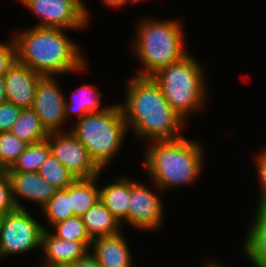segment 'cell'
Masks as SVG:
<instances>
[{"label": "cell", "mask_w": 266, "mask_h": 267, "mask_svg": "<svg viewBox=\"0 0 266 267\" xmlns=\"http://www.w3.org/2000/svg\"><path fill=\"white\" fill-rule=\"evenodd\" d=\"M128 85L126 102L120 105L127 127L153 142L183 137L178 133L185 121L169 105L152 77L135 76Z\"/></svg>", "instance_id": "obj_1"}, {"label": "cell", "mask_w": 266, "mask_h": 267, "mask_svg": "<svg viewBox=\"0 0 266 267\" xmlns=\"http://www.w3.org/2000/svg\"><path fill=\"white\" fill-rule=\"evenodd\" d=\"M64 29L35 26L14 37L17 61L43 77L79 71L86 62Z\"/></svg>", "instance_id": "obj_2"}, {"label": "cell", "mask_w": 266, "mask_h": 267, "mask_svg": "<svg viewBox=\"0 0 266 267\" xmlns=\"http://www.w3.org/2000/svg\"><path fill=\"white\" fill-rule=\"evenodd\" d=\"M146 151L145 169L160 190L193 183L202 170L203 150L196 141L184 137L155 141Z\"/></svg>", "instance_id": "obj_3"}, {"label": "cell", "mask_w": 266, "mask_h": 267, "mask_svg": "<svg viewBox=\"0 0 266 267\" xmlns=\"http://www.w3.org/2000/svg\"><path fill=\"white\" fill-rule=\"evenodd\" d=\"M133 47L144 64L135 76L151 77L163 67L181 60L187 51L181 25L175 20H147L139 24Z\"/></svg>", "instance_id": "obj_4"}, {"label": "cell", "mask_w": 266, "mask_h": 267, "mask_svg": "<svg viewBox=\"0 0 266 267\" xmlns=\"http://www.w3.org/2000/svg\"><path fill=\"white\" fill-rule=\"evenodd\" d=\"M189 55L151 76L169 105L185 121L189 112L204 105L206 98L204 72L198 61Z\"/></svg>", "instance_id": "obj_5"}, {"label": "cell", "mask_w": 266, "mask_h": 267, "mask_svg": "<svg viewBox=\"0 0 266 267\" xmlns=\"http://www.w3.org/2000/svg\"><path fill=\"white\" fill-rule=\"evenodd\" d=\"M76 123L71 133L103 170L118 152L128 130L120 104L86 114Z\"/></svg>", "instance_id": "obj_6"}, {"label": "cell", "mask_w": 266, "mask_h": 267, "mask_svg": "<svg viewBox=\"0 0 266 267\" xmlns=\"http://www.w3.org/2000/svg\"><path fill=\"white\" fill-rule=\"evenodd\" d=\"M42 227L25 208L0 216V256L23 253L41 247Z\"/></svg>", "instance_id": "obj_7"}, {"label": "cell", "mask_w": 266, "mask_h": 267, "mask_svg": "<svg viewBox=\"0 0 266 267\" xmlns=\"http://www.w3.org/2000/svg\"><path fill=\"white\" fill-rule=\"evenodd\" d=\"M60 133V134H59ZM51 153L76 179L98 177L101 168L91 158L87 148L70 132L49 133L46 139Z\"/></svg>", "instance_id": "obj_8"}, {"label": "cell", "mask_w": 266, "mask_h": 267, "mask_svg": "<svg viewBox=\"0 0 266 267\" xmlns=\"http://www.w3.org/2000/svg\"><path fill=\"white\" fill-rule=\"evenodd\" d=\"M23 4L41 17L39 27L80 29L89 19L81 0H26Z\"/></svg>", "instance_id": "obj_9"}, {"label": "cell", "mask_w": 266, "mask_h": 267, "mask_svg": "<svg viewBox=\"0 0 266 267\" xmlns=\"http://www.w3.org/2000/svg\"><path fill=\"white\" fill-rule=\"evenodd\" d=\"M32 109L48 133L59 132L66 120L65 97L52 76L40 79Z\"/></svg>", "instance_id": "obj_10"}, {"label": "cell", "mask_w": 266, "mask_h": 267, "mask_svg": "<svg viewBox=\"0 0 266 267\" xmlns=\"http://www.w3.org/2000/svg\"><path fill=\"white\" fill-rule=\"evenodd\" d=\"M159 197L150 189L130 180V203L128 223L136 228L156 229L161 227L163 206Z\"/></svg>", "instance_id": "obj_11"}, {"label": "cell", "mask_w": 266, "mask_h": 267, "mask_svg": "<svg viewBox=\"0 0 266 267\" xmlns=\"http://www.w3.org/2000/svg\"><path fill=\"white\" fill-rule=\"evenodd\" d=\"M42 77L16 60L4 76L7 101L21 108H32Z\"/></svg>", "instance_id": "obj_12"}, {"label": "cell", "mask_w": 266, "mask_h": 267, "mask_svg": "<svg viewBox=\"0 0 266 267\" xmlns=\"http://www.w3.org/2000/svg\"><path fill=\"white\" fill-rule=\"evenodd\" d=\"M7 173L11 182L13 200L17 208H24L17 196L39 202L43 207L58 190L38 172L7 171Z\"/></svg>", "instance_id": "obj_13"}, {"label": "cell", "mask_w": 266, "mask_h": 267, "mask_svg": "<svg viewBox=\"0 0 266 267\" xmlns=\"http://www.w3.org/2000/svg\"><path fill=\"white\" fill-rule=\"evenodd\" d=\"M41 246L46 255L45 265L49 266L67 267L90 252V248L84 242L60 239L46 228Z\"/></svg>", "instance_id": "obj_14"}, {"label": "cell", "mask_w": 266, "mask_h": 267, "mask_svg": "<svg viewBox=\"0 0 266 267\" xmlns=\"http://www.w3.org/2000/svg\"><path fill=\"white\" fill-rule=\"evenodd\" d=\"M93 255L103 267H132V257L122 232L92 240Z\"/></svg>", "instance_id": "obj_15"}, {"label": "cell", "mask_w": 266, "mask_h": 267, "mask_svg": "<svg viewBox=\"0 0 266 267\" xmlns=\"http://www.w3.org/2000/svg\"><path fill=\"white\" fill-rule=\"evenodd\" d=\"M82 219L91 240L121 233V223L101 200L92 205L83 214Z\"/></svg>", "instance_id": "obj_16"}, {"label": "cell", "mask_w": 266, "mask_h": 267, "mask_svg": "<svg viewBox=\"0 0 266 267\" xmlns=\"http://www.w3.org/2000/svg\"><path fill=\"white\" fill-rule=\"evenodd\" d=\"M100 200L104 206L119 220L128 222L130 203V180L120 178L118 182L108 184L100 189Z\"/></svg>", "instance_id": "obj_17"}, {"label": "cell", "mask_w": 266, "mask_h": 267, "mask_svg": "<svg viewBox=\"0 0 266 267\" xmlns=\"http://www.w3.org/2000/svg\"><path fill=\"white\" fill-rule=\"evenodd\" d=\"M256 211L243 247L256 267H266V210Z\"/></svg>", "instance_id": "obj_18"}, {"label": "cell", "mask_w": 266, "mask_h": 267, "mask_svg": "<svg viewBox=\"0 0 266 267\" xmlns=\"http://www.w3.org/2000/svg\"><path fill=\"white\" fill-rule=\"evenodd\" d=\"M20 140L34 144L46 140L49 133L32 108H22L18 119L10 130Z\"/></svg>", "instance_id": "obj_19"}, {"label": "cell", "mask_w": 266, "mask_h": 267, "mask_svg": "<svg viewBox=\"0 0 266 267\" xmlns=\"http://www.w3.org/2000/svg\"><path fill=\"white\" fill-rule=\"evenodd\" d=\"M95 179H76L70 185V203L73 214L82 217L83 214L100 200V189L95 185Z\"/></svg>", "instance_id": "obj_20"}, {"label": "cell", "mask_w": 266, "mask_h": 267, "mask_svg": "<svg viewBox=\"0 0 266 267\" xmlns=\"http://www.w3.org/2000/svg\"><path fill=\"white\" fill-rule=\"evenodd\" d=\"M96 91L93 85H83L78 90H75L70 103L65 99V118L67 119L72 112L76 113L81 119L86 114L105 110L106 108L99 109L101 94Z\"/></svg>", "instance_id": "obj_21"}, {"label": "cell", "mask_w": 266, "mask_h": 267, "mask_svg": "<svg viewBox=\"0 0 266 267\" xmlns=\"http://www.w3.org/2000/svg\"><path fill=\"white\" fill-rule=\"evenodd\" d=\"M50 153L51 150L47 140L28 144L17 161L7 171L38 172Z\"/></svg>", "instance_id": "obj_22"}, {"label": "cell", "mask_w": 266, "mask_h": 267, "mask_svg": "<svg viewBox=\"0 0 266 267\" xmlns=\"http://www.w3.org/2000/svg\"><path fill=\"white\" fill-rule=\"evenodd\" d=\"M38 173L58 190L66 189L76 180L74 175L52 153L43 162Z\"/></svg>", "instance_id": "obj_23"}, {"label": "cell", "mask_w": 266, "mask_h": 267, "mask_svg": "<svg viewBox=\"0 0 266 267\" xmlns=\"http://www.w3.org/2000/svg\"><path fill=\"white\" fill-rule=\"evenodd\" d=\"M42 208L52 226L74 216L70 203V186L57 190Z\"/></svg>", "instance_id": "obj_24"}, {"label": "cell", "mask_w": 266, "mask_h": 267, "mask_svg": "<svg viewBox=\"0 0 266 267\" xmlns=\"http://www.w3.org/2000/svg\"><path fill=\"white\" fill-rule=\"evenodd\" d=\"M53 227L56 229L53 234L58 238L67 241L84 242L91 248L92 240L89 237L82 217L74 215L62 222L56 223Z\"/></svg>", "instance_id": "obj_25"}, {"label": "cell", "mask_w": 266, "mask_h": 267, "mask_svg": "<svg viewBox=\"0 0 266 267\" xmlns=\"http://www.w3.org/2000/svg\"><path fill=\"white\" fill-rule=\"evenodd\" d=\"M27 145L11 131L0 132V170L11 168Z\"/></svg>", "instance_id": "obj_26"}, {"label": "cell", "mask_w": 266, "mask_h": 267, "mask_svg": "<svg viewBox=\"0 0 266 267\" xmlns=\"http://www.w3.org/2000/svg\"><path fill=\"white\" fill-rule=\"evenodd\" d=\"M16 208L7 170L2 169L0 170V216L14 211Z\"/></svg>", "instance_id": "obj_27"}, {"label": "cell", "mask_w": 266, "mask_h": 267, "mask_svg": "<svg viewBox=\"0 0 266 267\" xmlns=\"http://www.w3.org/2000/svg\"><path fill=\"white\" fill-rule=\"evenodd\" d=\"M21 107L5 101L0 104V132L10 131L15 121L18 119Z\"/></svg>", "instance_id": "obj_28"}, {"label": "cell", "mask_w": 266, "mask_h": 267, "mask_svg": "<svg viewBox=\"0 0 266 267\" xmlns=\"http://www.w3.org/2000/svg\"><path fill=\"white\" fill-rule=\"evenodd\" d=\"M17 60L14 40L8 44L0 43V78L4 77L9 68Z\"/></svg>", "instance_id": "obj_29"}, {"label": "cell", "mask_w": 266, "mask_h": 267, "mask_svg": "<svg viewBox=\"0 0 266 267\" xmlns=\"http://www.w3.org/2000/svg\"><path fill=\"white\" fill-rule=\"evenodd\" d=\"M256 166H257V175L261 181V190L260 198L257 205V210H266V148L261 153L257 155Z\"/></svg>", "instance_id": "obj_30"}, {"label": "cell", "mask_w": 266, "mask_h": 267, "mask_svg": "<svg viewBox=\"0 0 266 267\" xmlns=\"http://www.w3.org/2000/svg\"><path fill=\"white\" fill-rule=\"evenodd\" d=\"M67 267H103L94 257V255L89 252L84 257L73 261Z\"/></svg>", "instance_id": "obj_31"}, {"label": "cell", "mask_w": 266, "mask_h": 267, "mask_svg": "<svg viewBox=\"0 0 266 267\" xmlns=\"http://www.w3.org/2000/svg\"><path fill=\"white\" fill-rule=\"evenodd\" d=\"M7 101L4 77L0 78V104Z\"/></svg>", "instance_id": "obj_32"}, {"label": "cell", "mask_w": 266, "mask_h": 267, "mask_svg": "<svg viewBox=\"0 0 266 267\" xmlns=\"http://www.w3.org/2000/svg\"><path fill=\"white\" fill-rule=\"evenodd\" d=\"M103 2L108 6L120 7L129 2V0H103Z\"/></svg>", "instance_id": "obj_33"}, {"label": "cell", "mask_w": 266, "mask_h": 267, "mask_svg": "<svg viewBox=\"0 0 266 267\" xmlns=\"http://www.w3.org/2000/svg\"><path fill=\"white\" fill-rule=\"evenodd\" d=\"M205 267H223L222 265H219L218 263L211 262L205 265Z\"/></svg>", "instance_id": "obj_34"}, {"label": "cell", "mask_w": 266, "mask_h": 267, "mask_svg": "<svg viewBox=\"0 0 266 267\" xmlns=\"http://www.w3.org/2000/svg\"><path fill=\"white\" fill-rule=\"evenodd\" d=\"M42 267H58V266H49V265H45V264H43Z\"/></svg>", "instance_id": "obj_35"}, {"label": "cell", "mask_w": 266, "mask_h": 267, "mask_svg": "<svg viewBox=\"0 0 266 267\" xmlns=\"http://www.w3.org/2000/svg\"><path fill=\"white\" fill-rule=\"evenodd\" d=\"M22 4L26 1V0H19Z\"/></svg>", "instance_id": "obj_36"}]
</instances>
